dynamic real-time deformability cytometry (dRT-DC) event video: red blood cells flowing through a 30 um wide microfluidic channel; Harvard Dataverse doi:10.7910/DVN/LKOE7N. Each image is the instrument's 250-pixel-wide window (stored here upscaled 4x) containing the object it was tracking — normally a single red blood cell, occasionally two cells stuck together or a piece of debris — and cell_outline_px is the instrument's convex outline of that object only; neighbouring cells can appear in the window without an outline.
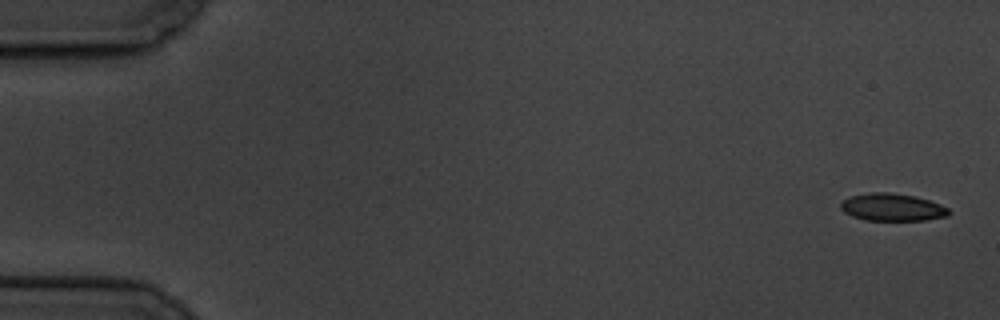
{"species": "common noctule bat (a hibernating species)", "species_latin": "Nyctalus noctula", "temperature_condition": "cold", "stored_images_in_passage": 5, "camera_frame_rate_fps": 3000, "um_per_image_px": 0.085, "animal": {"sex": "male", "body_mass_g": 19.5, "forearm_length_mm": 54.6}, "frame": {"image": 1, "passage_image": 1, "time_ms": 0.0, "image_size_px": [1000, 320], "cell_outline_px": [[952, 212], [948, 216], [924, 220], [864, 220], [852, 216], [844, 212], [840, 208], [840, 204], [848, 196], [872, 192], [888, 192], [916, 196], [940, 204], [948, 208]], "centroid_in_image_um": [75.84, 17.61], "position_along_channel_um": 9.2, "area_um2": 17.4}}
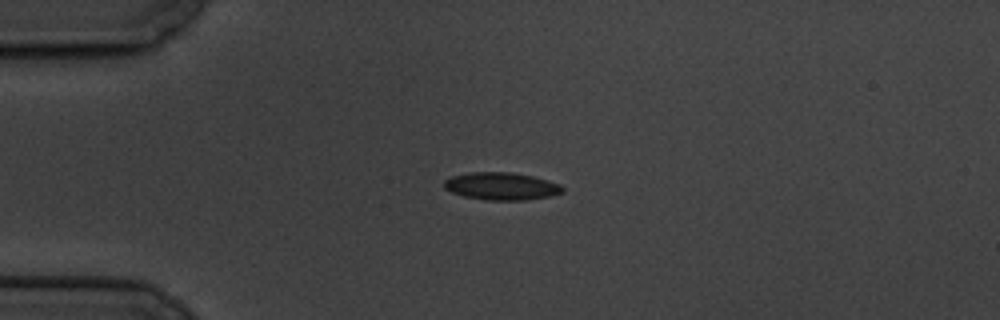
{"frame": {"image": 2, "passage_image": 4, "time_ms": 4.333, "image_size_px": [1000, 320], "cell_outline_px": [[564, 192], [548, 196], [524, 200], [488, 200], [464, 196], [452, 192], [444, 188], [444, 180], [448, 176], [468, 172], [508, 172], [532, 176], [560, 184], [564, 188]], "centroid_in_image_um": [42.57, 15.82], "position_along_channel_um": 42.4, "area_um2": 18.96}}